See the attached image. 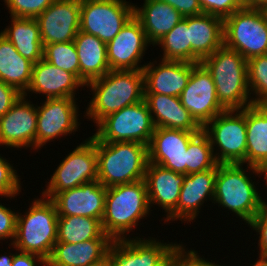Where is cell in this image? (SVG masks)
I'll return each mask as SVG.
<instances>
[{"label": "cell", "instance_id": "obj_22", "mask_svg": "<svg viewBox=\"0 0 267 266\" xmlns=\"http://www.w3.org/2000/svg\"><path fill=\"white\" fill-rule=\"evenodd\" d=\"M84 86L73 73L60 69L42 58L33 64L31 82L23 95L27 97V94L32 92L45 94V99L75 98L76 90Z\"/></svg>", "mask_w": 267, "mask_h": 266}, {"label": "cell", "instance_id": "obj_8", "mask_svg": "<svg viewBox=\"0 0 267 266\" xmlns=\"http://www.w3.org/2000/svg\"><path fill=\"white\" fill-rule=\"evenodd\" d=\"M224 45L246 60L267 54V11L245 6L223 20Z\"/></svg>", "mask_w": 267, "mask_h": 266}, {"label": "cell", "instance_id": "obj_26", "mask_svg": "<svg viewBox=\"0 0 267 266\" xmlns=\"http://www.w3.org/2000/svg\"><path fill=\"white\" fill-rule=\"evenodd\" d=\"M149 111L156 128L165 127L184 131H201L202 127L183 107L180 98L162 94H145Z\"/></svg>", "mask_w": 267, "mask_h": 266}, {"label": "cell", "instance_id": "obj_21", "mask_svg": "<svg viewBox=\"0 0 267 266\" xmlns=\"http://www.w3.org/2000/svg\"><path fill=\"white\" fill-rule=\"evenodd\" d=\"M145 63L143 68L145 94H162L179 97L187 86L196 63L160 60ZM157 66H155V65Z\"/></svg>", "mask_w": 267, "mask_h": 266}, {"label": "cell", "instance_id": "obj_44", "mask_svg": "<svg viewBox=\"0 0 267 266\" xmlns=\"http://www.w3.org/2000/svg\"><path fill=\"white\" fill-rule=\"evenodd\" d=\"M174 7L183 17L202 14L198 0H158Z\"/></svg>", "mask_w": 267, "mask_h": 266}, {"label": "cell", "instance_id": "obj_23", "mask_svg": "<svg viewBox=\"0 0 267 266\" xmlns=\"http://www.w3.org/2000/svg\"><path fill=\"white\" fill-rule=\"evenodd\" d=\"M185 176V174L148 162L144 180L150 208L157 204L158 207H162L161 209L167 213L165 216L168 217L177 208Z\"/></svg>", "mask_w": 267, "mask_h": 266}, {"label": "cell", "instance_id": "obj_30", "mask_svg": "<svg viewBox=\"0 0 267 266\" xmlns=\"http://www.w3.org/2000/svg\"><path fill=\"white\" fill-rule=\"evenodd\" d=\"M11 17V25L0 33L16 48L17 52L33 63L43 58L44 46L36 19Z\"/></svg>", "mask_w": 267, "mask_h": 266}, {"label": "cell", "instance_id": "obj_46", "mask_svg": "<svg viewBox=\"0 0 267 266\" xmlns=\"http://www.w3.org/2000/svg\"><path fill=\"white\" fill-rule=\"evenodd\" d=\"M246 6L267 11V0H245Z\"/></svg>", "mask_w": 267, "mask_h": 266}, {"label": "cell", "instance_id": "obj_1", "mask_svg": "<svg viewBox=\"0 0 267 266\" xmlns=\"http://www.w3.org/2000/svg\"><path fill=\"white\" fill-rule=\"evenodd\" d=\"M93 92L84 117L96 125L106 116L144 100L143 70H110L86 84Z\"/></svg>", "mask_w": 267, "mask_h": 266}, {"label": "cell", "instance_id": "obj_34", "mask_svg": "<svg viewBox=\"0 0 267 266\" xmlns=\"http://www.w3.org/2000/svg\"><path fill=\"white\" fill-rule=\"evenodd\" d=\"M217 164L209 136L201 130L189 141L186 152V175L209 170Z\"/></svg>", "mask_w": 267, "mask_h": 266}, {"label": "cell", "instance_id": "obj_24", "mask_svg": "<svg viewBox=\"0 0 267 266\" xmlns=\"http://www.w3.org/2000/svg\"><path fill=\"white\" fill-rule=\"evenodd\" d=\"M190 63H200L224 44L223 19L202 13L188 16Z\"/></svg>", "mask_w": 267, "mask_h": 266}, {"label": "cell", "instance_id": "obj_32", "mask_svg": "<svg viewBox=\"0 0 267 266\" xmlns=\"http://www.w3.org/2000/svg\"><path fill=\"white\" fill-rule=\"evenodd\" d=\"M90 239H112L104 233L99 219L81 216H58L57 242L79 243Z\"/></svg>", "mask_w": 267, "mask_h": 266}, {"label": "cell", "instance_id": "obj_29", "mask_svg": "<svg viewBox=\"0 0 267 266\" xmlns=\"http://www.w3.org/2000/svg\"><path fill=\"white\" fill-rule=\"evenodd\" d=\"M246 133V164L256 168L267 165V104L246 107Z\"/></svg>", "mask_w": 267, "mask_h": 266}, {"label": "cell", "instance_id": "obj_2", "mask_svg": "<svg viewBox=\"0 0 267 266\" xmlns=\"http://www.w3.org/2000/svg\"><path fill=\"white\" fill-rule=\"evenodd\" d=\"M211 74L220 105L242 110L253 105L248 86L247 60L224 44L200 62Z\"/></svg>", "mask_w": 267, "mask_h": 266}, {"label": "cell", "instance_id": "obj_33", "mask_svg": "<svg viewBox=\"0 0 267 266\" xmlns=\"http://www.w3.org/2000/svg\"><path fill=\"white\" fill-rule=\"evenodd\" d=\"M156 45L162 48V60L190 62L188 17H183Z\"/></svg>", "mask_w": 267, "mask_h": 266}, {"label": "cell", "instance_id": "obj_43", "mask_svg": "<svg viewBox=\"0 0 267 266\" xmlns=\"http://www.w3.org/2000/svg\"><path fill=\"white\" fill-rule=\"evenodd\" d=\"M21 96L22 93L15 87L0 80V117L5 115Z\"/></svg>", "mask_w": 267, "mask_h": 266}, {"label": "cell", "instance_id": "obj_45", "mask_svg": "<svg viewBox=\"0 0 267 266\" xmlns=\"http://www.w3.org/2000/svg\"><path fill=\"white\" fill-rule=\"evenodd\" d=\"M38 264H43L41 266H46V260L37 254L21 252L16 250L12 258V266H38Z\"/></svg>", "mask_w": 267, "mask_h": 266}, {"label": "cell", "instance_id": "obj_48", "mask_svg": "<svg viewBox=\"0 0 267 266\" xmlns=\"http://www.w3.org/2000/svg\"><path fill=\"white\" fill-rule=\"evenodd\" d=\"M88 266H111V253H110V251L105 257H103L102 259H100L94 263H91Z\"/></svg>", "mask_w": 267, "mask_h": 266}, {"label": "cell", "instance_id": "obj_6", "mask_svg": "<svg viewBox=\"0 0 267 266\" xmlns=\"http://www.w3.org/2000/svg\"><path fill=\"white\" fill-rule=\"evenodd\" d=\"M30 205L26 214L18 212L16 236L10 246L47 260L57 242L58 213L54 203L43 196Z\"/></svg>", "mask_w": 267, "mask_h": 266}, {"label": "cell", "instance_id": "obj_10", "mask_svg": "<svg viewBox=\"0 0 267 266\" xmlns=\"http://www.w3.org/2000/svg\"><path fill=\"white\" fill-rule=\"evenodd\" d=\"M84 142V143H83ZM60 162L42 196L52 199L56 194L97 180L96 137L90 136Z\"/></svg>", "mask_w": 267, "mask_h": 266}, {"label": "cell", "instance_id": "obj_27", "mask_svg": "<svg viewBox=\"0 0 267 266\" xmlns=\"http://www.w3.org/2000/svg\"><path fill=\"white\" fill-rule=\"evenodd\" d=\"M134 16L153 46L183 19L174 7L158 0H144L141 7L134 5Z\"/></svg>", "mask_w": 267, "mask_h": 266}, {"label": "cell", "instance_id": "obj_9", "mask_svg": "<svg viewBox=\"0 0 267 266\" xmlns=\"http://www.w3.org/2000/svg\"><path fill=\"white\" fill-rule=\"evenodd\" d=\"M93 134L101 142H138L149 145L155 125L145 100L109 114Z\"/></svg>", "mask_w": 267, "mask_h": 266}, {"label": "cell", "instance_id": "obj_13", "mask_svg": "<svg viewBox=\"0 0 267 266\" xmlns=\"http://www.w3.org/2000/svg\"><path fill=\"white\" fill-rule=\"evenodd\" d=\"M179 98L183 107L202 128L226 111L219 103L211 74L201 63L192 69L187 86Z\"/></svg>", "mask_w": 267, "mask_h": 266}, {"label": "cell", "instance_id": "obj_18", "mask_svg": "<svg viewBox=\"0 0 267 266\" xmlns=\"http://www.w3.org/2000/svg\"><path fill=\"white\" fill-rule=\"evenodd\" d=\"M200 131L155 128L148 145V162L186 175V152L189 141Z\"/></svg>", "mask_w": 267, "mask_h": 266}, {"label": "cell", "instance_id": "obj_20", "mask_svg": "<svg viewBox=\"0 0 267 266\" xmlns=\"http://www.w3.org/2000/svg\"><path fill=\"white\" fill-rule=\"evenodd\" d=\"M217 167L218 164L209 170L186 175L177 208L162 220L165 222L181 220L187 221L188 224L198 217L205 201L210 199L213 203Z\"/></svg>", "mask_w": 267, "mask_h": 266}, {"label": "cell", "instance_id": "obj_39", "mask_svg": "<svg viewBox=\"0 0 267 266\" xmlns=\"http://www.w3.org/2000/svg\"><path fill=\"white\" fill-rule=\"evenodd\" d=\"M17 171L9 160L0 155V196L14 198L21 192V182Z\"/></svg>", "mask_w": 267, "mask_h": 266}, {"label": "cell", "instance_id": "obj_42", "mask_svg": "<svg viewBox=\"0 0 267 266\" xmlns=\"http://www.w3.org/2000/svg\"><path fill=\"white\" fill-rule=\"evenodd\" d=\"M248 226H250V228L252 227V229L259 234V255L267 256V207H263L253 217L252 221L248 224Z\"/></svg>", "mask_w": 267, "mask_h": 266}, {"label": "cell", "instance_id": "obj_5", "mask_svg": "<svg viewBox=\"0 0 267 266\" xmlns=\"http://www.w3.org/2000/svg\"><path fill=\"white\" fill-rule=\"evenodd\" d=\"M243 164H218L215 178V194L213 203L224 207L239 216L245 224L263 208L260 193L247 170L258 175L257 168ZM248 174V175H247Z\"/></svg>", "mask_w": 267, "mask_h": 266}, {"label": "cell", "instance_id": "obj_16", "mask_svg": "<svg viewBox=\"0 0 267 266\" xmlns=\"http://www.w3.org/2000/svg\"><path fill=\"white\" fill-rule=\"evenodd\" d=\"M142 239V240H141ZM136 237L113 240L111 266H164L176 243Z\"/></svg>", "mask_w": 267, "mask_h": 266}, {"label": "cell", "instance_id": "obj_7", "mask_svg": "<svg viewBox=\"0 0 267 266\" xmlns=\"http://www.w3.org/2000/svg\"><path fill=\"white\" fill-rule=\"evenodd\" d=\"M202 130L209 136L218 164H246V107L218 114Z\"/></svg>", "mask_w": 267, "mask_h": 266}, {"label": "cell", "instance_id": "obj_17", "mask_svg": "<svg viewBox=\"0 0 267 266\" xmlns=\"http://www.w3.org/2000/svg\"><path fill=\"white\" fill-rule=\"evenodd\" d=\"M37 105L22 96L0 117V146L36 150ZM2 144V145H1Z\"/></svg>", "mask_w": 267, "mask_h": 266}, {"label": "cell", "instance_id": "obj_28", "mask_svg": "<svg viewBox=\"0 0 267 266\" xmlns=\"http://www.w3.org/2000/svg\"><path fill=\"white\" fill-rule=\"evenodd\" d=\"M78 53L79 80L86 84L110 71L107 44L97 36L80 31L73 40Z\"/></svg>", "mask_w": 267, "mask_h": 266}, {"label": "cell", "instance_id": "obj_47", "mask_svg": "<svg viewBox=\"0 0 267 266\" xmlns=\"http://www.w3.org/2000/svg\"><path fill=\"white\" fill-rule=\"evenodd\" d=\"M257 172H258V175H261V176L264 175L263 177L265 181L263 182L266 183L265 186L267 187V165L258 167ZM260 201L263 207H267V201L265 202V199L263 200L262 196H260Z\"/></svg>", "mask_w": 267, "mask_h": 266}, {"label": "cell", "instance_id": "obj_50", "mask_svg": "<svg viewBox=\"0 0 267 266\" xmlns=\"http://www.w3.org/2000/svg\"><path fill=\"white\" fill-rule=\"evenodd\" d=\"M259 259L252 266H267V256L259 255Z\"/></svg>", "mask_w": 267, "mask_h": 266}, {"label": "cell", "instance_id": "obj_25", "mask_svg": "<svg viewBox=\"0 0 267 266\" xmlns=\"http://www.w3.org/2000/svg\"><path fill=\"white\" fill-rule=\"evenodd\" d=\"M113 239H90L79 243L56 242L46 266H88L110 250Z\"/></svg>", "mask_w": 267, "mask_h": 266}, {"label": "cell", "instance_id": "obj_49", "mask_svg": "<svg viewBox=\"0 0 267 266\" xmlns=\"http://www.w3.org/2000/svg\"><path fill=\"white\" fill-rule=\"evenodd\" d=\"M14 253H8V255H0V266H12V258Z\"/></svg>", "mask_w": 267, "mask_h": 266}, {"label": "cell", "instance_id": "obj_11", "mask_svg": "<svg viewBox=\"0 0 267 266\" xmlns=\"http://www.w3.org/2000/svg\"><path fill=\"white\" fill-rule=\"evenodd\" d=\"M132 4L126 0H81L80 31L107 44L134 15Z\"/></svg>", "mask_w": 267, "mask_h": 266}, {"label": "cell", "instance_id": "obj_31", "mask_svg": "<svg viewBox=\"0 0 267 266\" xmlns=\"http://www.w3.org/2000/svg\"><path fill=\"white\" fill-rule=\"evenodd\" d=\"M33 62L21 56L0 33V80L24 94L31 82Z\"/></svg>", "mask_w": 267, "mask_h": 266}, {"label": "cell", "instance_id": "obj_38", "mask_svg": "<svg viewBox=\"0 0 267 266\" xmlns=\"http://www.w3.org/2000/svg\"><path fill=\"white\" fill-rule=\"evenodd\" d=\"M164 266H224L208 261L204 257H200L198 252L185 249V246L176 244L169 253ZM227 266V265H226Z\"/></svg>", "mask_w": 267, "mask_h": 266}, {"label": "cell", "instance_id": "obj_37", "mask_svg": "<svg viewBox=\"0 0 267 266\" xmlns=\"http://www.w3.org/2000/svg\"><path fill=\"white\" fill-rule=\"evenodd\" d=\"M54 0H4L12 17L33 18L44 12Z\"/></svg>", "mask_w": 267, "mask_h": 266}, {"label": "cell", "instance_id": "obj_40", "mask_svg": "<svg viewBox=\"0 0 267 266\" xmlns=\"http://www.w3.org/2000/svg\"><path fill=\"white\" fill-rule=\"evenodd\" d=\"M202 12L222 18L246 6L245 0H198Z\"/></svg>", "mask_w": 267, "mask_h": 266}, {"label": "cell", "instance_id": "obj_15", "mask_svg": "<svg viewBox=\"0 0 267 266\" xmlns=\"http://www.w3.org/2000/svg\"><path fill=\"white\" fill-rule=\"evenodd\" d=\"M148 46L145 31L133 15L118 35L107 43L110 70H143L145 65L139 64Z\"/></svg>", "mask_w": 267, "mask_h": 266}, {"label": "cell", "instance_id": "obj_4", "mask_svg": "<svg viewBox=\"0 0 267 266\" xmlns=\"http://www.w3.org/2000/svg\"><path fill=\"white\" fill-rule=\"evenodd\" d=\"M97 180L104 187L143 180L148 146L138 142H101L96 138Z\"/></svg>", "mask_w": 267, "mask_h": 266}, {"label": "cell", "instance_id": "obj_36", "mask_svg": "<svg viewBox=\"0 0 267 266\" xmlns=\"http://www.w3.org/2000/svg\"><path fill=\"white\" fill-rule=\"evenodd\" d=\"M247 72L253 104H267V54L248 59Z\"/></svg>", "mask_w": 267, "mask_h": 266}, {"label": "cell", "instance_id": "obj_14", "mask_svg": "<svg viewBox=\"0 0 267 266\" xmlns=\"http://www.w3.org/2000/svg\"><path fill=\"white\" fill-rule=\"evenodd\" d=\"M81 0H54L35 19L43 46L73 41L80 30Z\"/></svg>", "mask_w": 267, "mask_h": 266}, {"label": "cell", "instance_id": "obj_3", "mask_svg": "<svg viewBox=\"0 0 267 266\" xmlns=\"http://www.w3.org/2000/svg\"><path fill=\"white\" fill-rule=\"evenodd\" d=\"M150 209L144 179L107 188L101 220L104 233L113 240L127 238L139 220L149 215Z\"/></svg>", "mask_w": 267, "mask_h": 266}, {"label": "cell", "instance_id": "obj_19", "mask_svg": "<svg viewBox=\"0 0 267 266\" xmlns=\"http://www.w3.org/2000/svg\"><path fill=\"white\" fill-rule=\"evenodd\" d=\"M107 188L98 180L56 194L54 203L58 216H81L102 220Z\"/></svg>", "mask_w": 267, "mask_h": 266}, {"label": "cell", "instance_id": "obj_35", "mask_svg": "<svg viewBox=\"0 0 267 266\" xmlns=\"http://www.w3.org/2000/svg\"><path fill=\"white\" fill-rule=\"evenodd\" d=\"M43 59L52 65L73 73L79 79V60L73 41L44 45Z\"/></svg>", "mask_w": 267, "mask_h": 266}, {"label": "cell", "instance_id": "obj_41", "mask_svg": "<svg viewBox=\"0 0 267 266\" xmlns=\"http://www.w3.org/2000/svg\"><path fill=\"white\" fill-rule=\"evenodd\" d=\"M18 212L12 211L0 203V240L10 239L14 242L16 236Z\"/></svg>", "mask_w": 267, "mask_h": 266}, {"label": "cell", "instance_id": "obj_12", "mask_svg": "<svg viewBox=\"0 0 267 266\" xmlns=\"http://www.w3.org/2000/svg\"><path fill=\"white\" fill-rule=\"evenodd\" d=\"M77 98H48L37 105L36 149L67 136L80 126Z\"/></svg>", "mask_w": 267, "mask_h": 266}]
</instances>
